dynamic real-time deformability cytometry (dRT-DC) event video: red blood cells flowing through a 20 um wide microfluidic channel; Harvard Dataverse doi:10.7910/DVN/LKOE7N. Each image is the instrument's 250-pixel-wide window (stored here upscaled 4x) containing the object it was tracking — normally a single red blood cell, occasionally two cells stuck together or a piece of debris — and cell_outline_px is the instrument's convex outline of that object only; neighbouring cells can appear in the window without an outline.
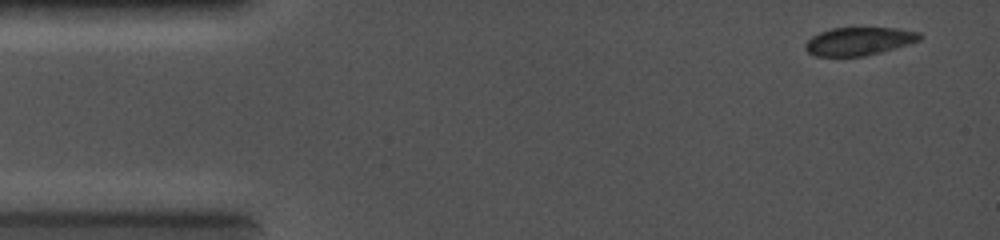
{"species": "common noctule bat (a hibernating species)", "species_latin": "Nyctalus noctula", "temperature_condition": "cold", "stored_images_in_passage": 8, "camera_frame_rate_fps": 5000, "um_per_image_px": 0.085, "animal": {"sex": "female", "body_mass_g": 19.0, "forearm_length_mm": 56.7}, "frame": {"image": 1, "passage_image": 1, "time_ms": 0.0, "image_size_px": [1000, 240], "cell_outline_px": [[924, 36], [920, 40], [908, 44], [880, 52], [864, 56], [816, 56], [808, 52], [804, 48], [804, 44], [812, 36], [820, 32], [832, 28], [900, 28], [920, 32]], "centroid_in_image_um": [73.03, 3.5], "position_along_channel_um": 12.0, "area_um2": 18.73}}
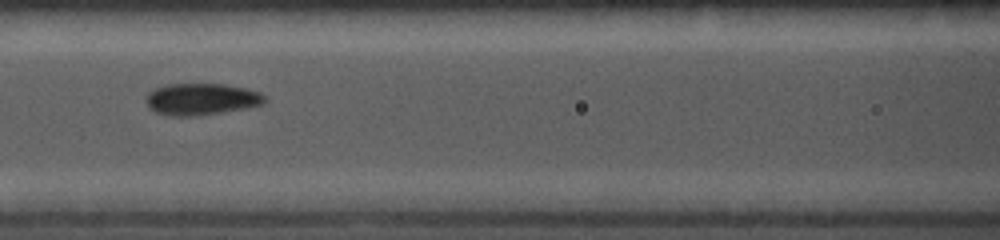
{"frame": {"image": 2, "passage_image": 6, "time_ms": 5.0, "image_size_px": [1000, 240], "cell_outline_px": [[268, 100], [264, 104], [248, 108], [196, 116], [172, 116], [156, 112], [148, 108], [144, 100], [148, 92], [152, 88], [168, 84], [224, 84], [244, 88], [260, 92]], "centroid_in_image_um": [17.09, 8.43], "position_along_channel_um": 149.5, "area_um2": 22.25}}
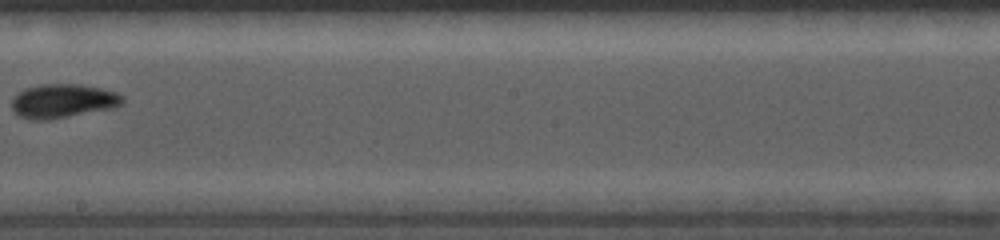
{"frame": {"image": 3, "passage_image": 8, "time_ms": 7.0, "image_size_px": [1000, 240], "cell_outline_px": [[124, 100], [120, 104], [112, 108], [48, 120], [28, 120], [20, 116], [12, 108], [12, 100], [20, 92], [28, 88], [40, 84], [80, 84], [100, 88], [116, 92], [124, 96]], "centroid_in_image_um": [5.36, 8.58], "position_along_channel_um": 242.8, "area_um2": 21.68}}